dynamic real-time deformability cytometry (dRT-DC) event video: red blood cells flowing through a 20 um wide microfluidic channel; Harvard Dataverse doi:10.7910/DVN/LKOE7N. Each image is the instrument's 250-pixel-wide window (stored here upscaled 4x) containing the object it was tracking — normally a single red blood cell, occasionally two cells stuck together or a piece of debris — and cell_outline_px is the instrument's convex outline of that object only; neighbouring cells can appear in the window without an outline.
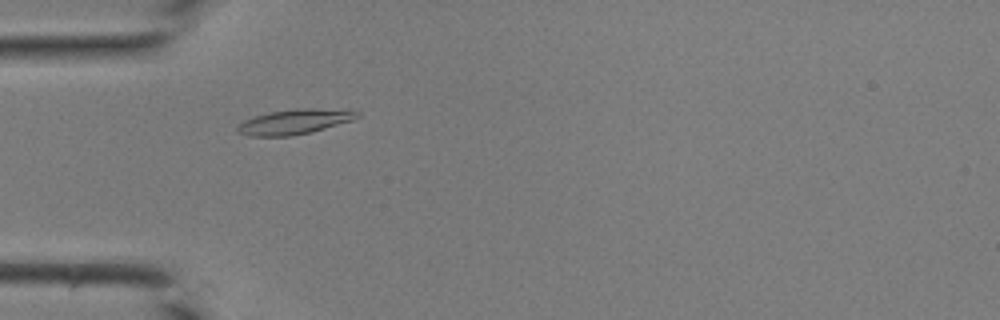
{"species": "common noctule bat (a hibernating species)", "species_latin": "Nyctalus noctula", "temperature_condition": "room temperature", "stored_images_in_passage": 34, "camera_frame_rate_fps": 3000, "um_per_image_px": 0.085, "animal": {"sex": "male", "body_mass_g": 19.0, "forearm_length_mm": 50.8}, "frame": {"image": 1, "passage_image": 4, "time_ms": 1.0, "image_size_px": [1000, 320], "cell_outline_px": [[360, 116], [352, 120], [312, 132], [292, 136], [252, 136], [236, 132], [236, 128], [244, 120], [268, 112], [296, 108], [352, 108], [360, 112]], "centroid_in_image_um": [25.13, 10.32], "position_along_channel_um": 59.9, "area_um2": 17.8}}
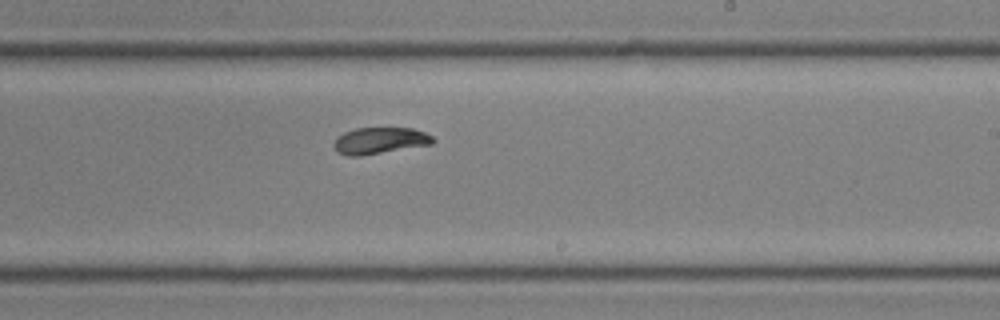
{"frame": {"image": 2, "passage_image": 17, "time_ms": 5.333, "image_size_px": [1000, 320], "cell_outline_px": [[436, 140], [432, 144], [360, 156], [348, 156], [336, 152], [332, 148], [332, 144], [336, 136], [344, 132], [356, 128], [412, 128], [424, 132], [432, 136]], "centroid_in_image_um": [32.22, 11.96], "position_along_channel_um": 256.8, "area_um2": 15.49}}
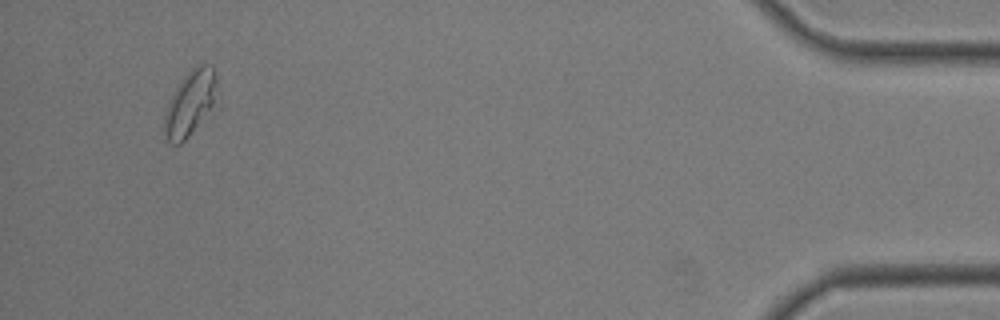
{"frame": {"image": 3, "passage_image": 32, "time_ms": 10.333, "image_size_px": [1000, 320], "cell_outline_px": [[216, 84], [212, 104], [188, 136], [180, 144], [172, 144], [164, 136], [164, 116], [168, 104], [176, 84], [196, 64], [212, 64], [216, 72]], "centroid_in_image_um": [16.11, 8.71], "position_along_channel_um": 419.1, "area_um2": 19.36}}